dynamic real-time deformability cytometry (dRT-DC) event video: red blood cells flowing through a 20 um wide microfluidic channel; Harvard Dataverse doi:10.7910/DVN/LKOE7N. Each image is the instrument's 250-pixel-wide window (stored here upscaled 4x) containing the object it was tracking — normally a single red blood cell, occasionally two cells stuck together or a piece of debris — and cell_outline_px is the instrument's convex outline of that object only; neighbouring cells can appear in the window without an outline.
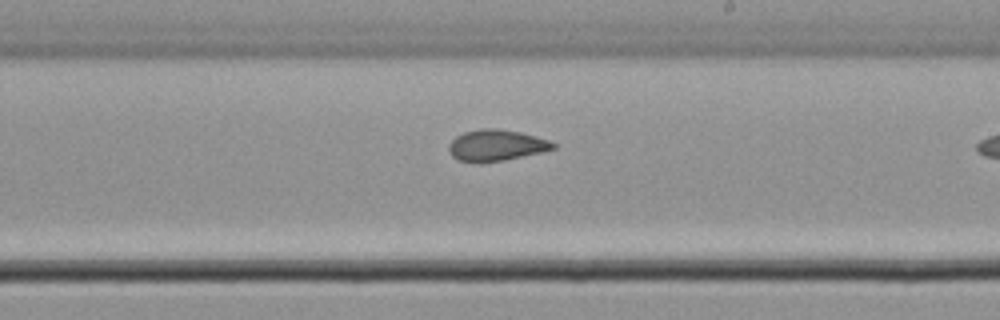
{"species": "common noctule bat (a hibernating species)", "species_latin": "Nyctalus noctula", "temperature_condition": "cold", "stored_images_in_passage": 10, "camera_frame_rate_fps": 3000, "um_per_image_px": 0.085, "animal": {"sex": "male", "body_mass_g": 21.5, "forearm_length_mm": 52.0}, "frame": {"image": 1, "passage_image": 9, "time_ms": 11.0, "image_size_px": [1000, 320], "cell_outline_px": [[556, 148], [544, 152], [504, 160], [476, 164], [456, 160], [452, 156], [448, 148], [448, 144], [456, 136], [464, 132], [480, 128], [496, 128], [520, 132], [536, 136], [548, 140], [556, 144]], "centroid_in_image_um": [42.16, 12.37], "position_along_channel_um": 246.8, "area_um2": 19.36}}